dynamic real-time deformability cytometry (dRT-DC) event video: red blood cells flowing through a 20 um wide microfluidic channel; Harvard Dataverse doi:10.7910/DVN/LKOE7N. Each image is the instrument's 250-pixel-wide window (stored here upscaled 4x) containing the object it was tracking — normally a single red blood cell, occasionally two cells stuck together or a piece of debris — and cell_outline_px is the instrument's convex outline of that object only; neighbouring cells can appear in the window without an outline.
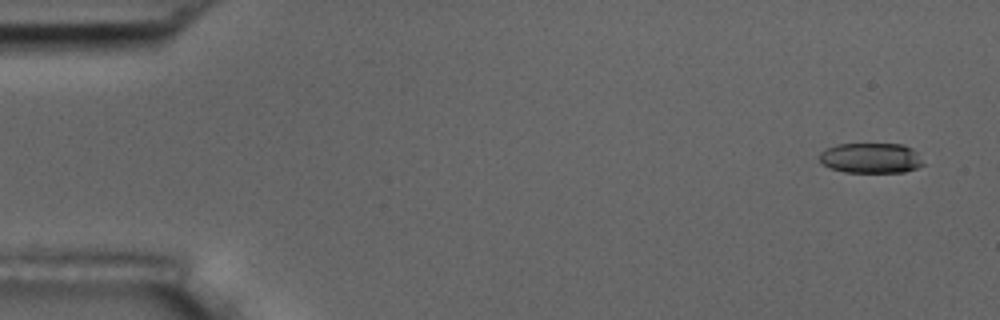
{"species": "common noctule bat (a hibernating species)", "species_latin": "Nyctalus noctula", "temperature_condition": "room temperature", "stored_images_in_passage": 52, "camera_frame_rate_fps": 3000, "um_per_image_px": 0.085, "animal": {"sex": "male", "body_mass_g": 17.5, "forearm_length_mm": 52.3}, "frame": {"image": 1, "passage_image": 1, "time_ms": 0.0, "image_size_px": [1000, 320], "cell_outline_px": [[924, 164], [916, 168], [904, 172], [844, 172], [832, 168], [824, 164], [820, 160], [820, 152], [836, 144], [904, 144], [912, 148], [916, 152]], "centroid_in_image_um": [74.04, 13.43], "position_along_channel_um": 11.0, "area_um2": 18.15}}
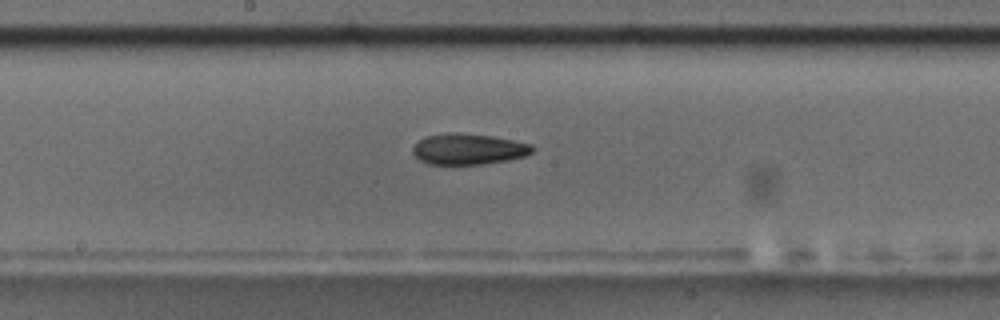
{"frame": {"image": 2, "passage_image": 27, "time_ms": 8.667, "image_size_px": [1000, 320], "cell_outline_px": [[536, 148], [532, 152], [524, 156], [508, 160], [484, 164], [428, 164], [420, 160], [412, 152], [412, 148], [424, 136], [448, 132], [456, 132], [492, 136], [532, 144]], "centroid_in_image_um": [39.82, 12.66], "position_along_channel_um": 208.4, "area_um2": 21.62}}
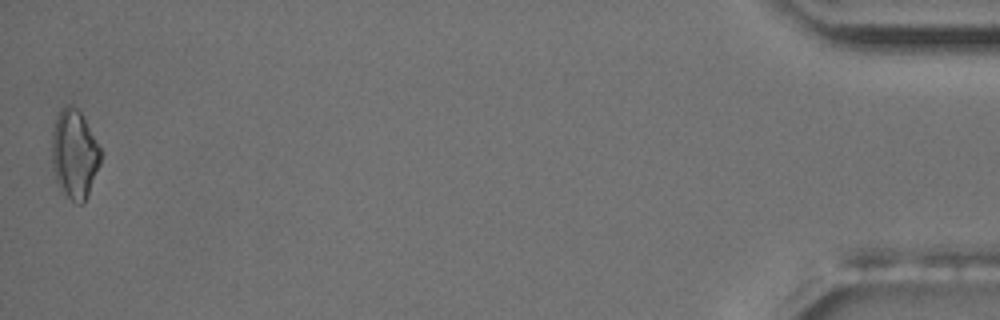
{"frame": {"image": 3, "passage_image": 52, "time_ms": 17.0, "image_size_px": [1000, 320], "cell_outline_px": [[100, 164], [88, 196], [84, 204], [76, 204], [64, 192], [56, 180], [52, 168], [52, 132], [56, 116], [68, 104], [72, 104], [80, 112], [100, 148]], "centroid_in_image_um": [6.32, 13.13], "position_along_channel_um": 428.9, "area_um2": 24.97}, "authors_computed_cell_mechanics": {"area_um2": 21.4149, "velocity_mm_per_s": 3.7517, "shape_relaxation_time_tau1_ms": 8.8935, "shape_relaxation_time_tau2_ms": null, "deformation_change_tau1": 0.1651, "deformation_change_tau2": null}}